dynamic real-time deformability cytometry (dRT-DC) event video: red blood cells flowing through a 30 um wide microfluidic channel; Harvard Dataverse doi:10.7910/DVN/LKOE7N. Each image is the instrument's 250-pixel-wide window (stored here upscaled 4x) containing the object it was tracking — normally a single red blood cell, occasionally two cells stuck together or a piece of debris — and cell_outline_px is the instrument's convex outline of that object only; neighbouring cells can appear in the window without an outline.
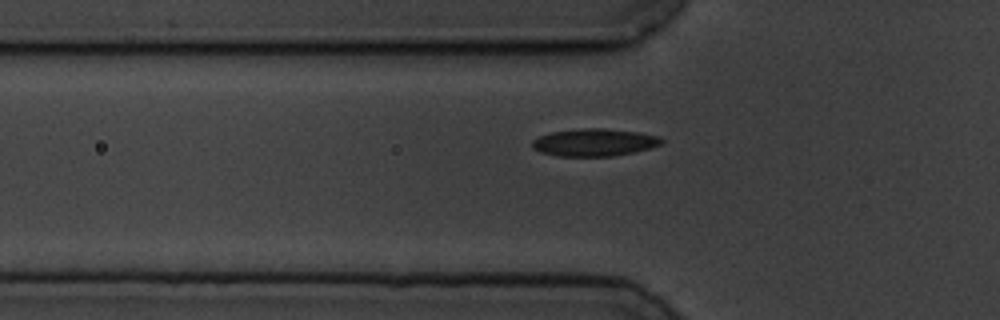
{"species": "common noctule bat (a hibernating species)", "species_latin": "Nyctalus noctula", "temperature_condition": "cold", "stored_images_in_passage": 43, "camera_frame_rate_fps": 3000, "um_per_image_px": 0.085, "animal": {"sex": "male", "body_mass_g": 19.5, "forearm_length_mm": 54.6}, "frame": {"image": 1, "passage_image": 9, "time_ms": 2.667, "image_size_px": [1000, 320], "cell_outline_px": [[664, 140], [660, 144], [648, 148], [632, 152], [612, 156], [556, 156], [540, 152], [532, 148], [532, 140], [540, 136], [552, 132], [580, 128], [604, 128], [636, 132], [660, 136]], "centroid_in_image_um": [50.48, 12.1], "position_along_channel_um": 75.3, "area_um2": 20.58}}
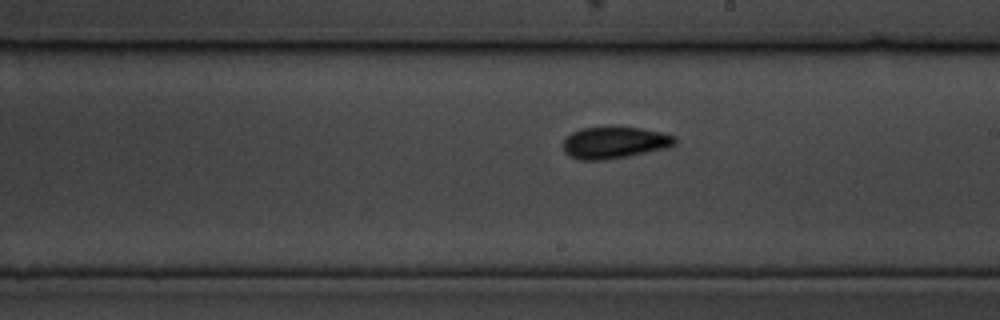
{"frame": {"image": 2, "passage_image": 23, "time_ms": 7.333, "image_size_px": [1000, 320], "cell_outline_px": [[676, 144], [668, 148], [628, 156], [604, 160], [580, 160], [564, 152], [564, 140], [572, 132], [580, 128], [640, 128], [664, 132], [676, 136]], "centroid_in_image_um": [52.28, 12.13], "position_along_channel_um": 236.7, "area_um2": 20.52}}
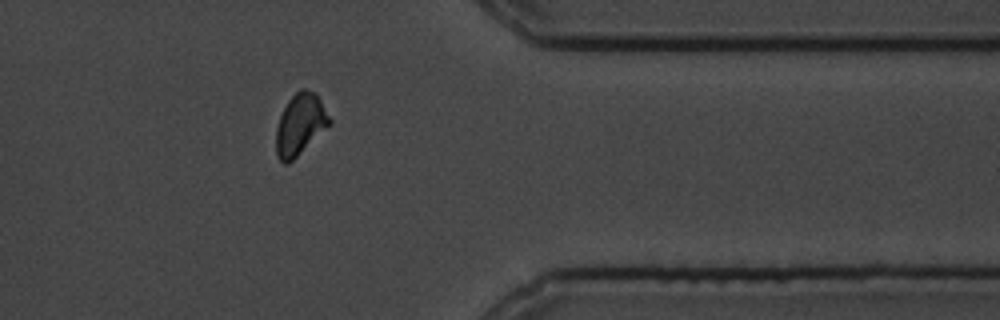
{"frame": {"image": 3, "passage_image": 37, "time_ms": 12.0, "image_size_px": [1000, 320], "cell_outline_px": [[332, 124], [288, 164], [284, 164], [276, 156], [276, 128], [280, 116], [288, 100], [300, 88], [308, 88], [316, 92], [332, 120]], "centroid_in_image_um": [25.53, 10.56], "position_along_channel_um": 385.9, "area_um2": 19.31}}